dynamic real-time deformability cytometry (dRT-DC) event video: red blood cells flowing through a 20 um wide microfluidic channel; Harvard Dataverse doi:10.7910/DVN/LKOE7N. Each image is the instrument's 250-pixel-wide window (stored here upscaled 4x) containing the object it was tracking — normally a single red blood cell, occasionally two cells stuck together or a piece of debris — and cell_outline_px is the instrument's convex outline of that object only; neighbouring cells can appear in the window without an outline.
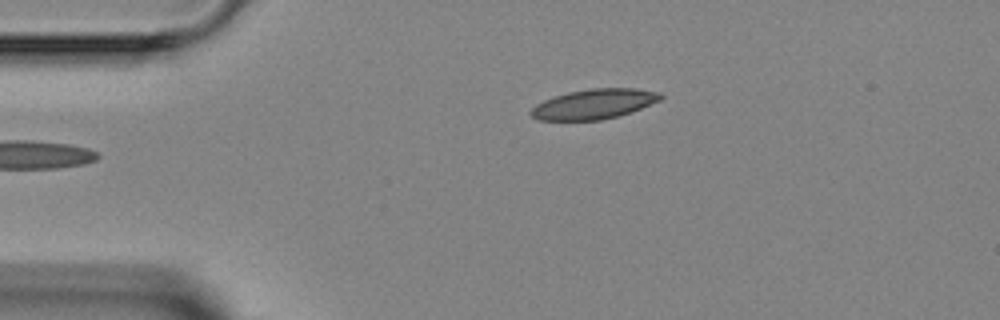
{"species": "Egyptian fruit bat (a non-hibernating species)", "species_latin": "Rousettus aegyptiacus", "temperature_condition": "room temperature", "stored_images_in_passage": 3, "camera_frame_rate_fps": 3000, "um_per_image_px": 0.085, "animal": {"sex": "female"}, "frame": {"image": 1, "passage_image": 3, "time_ms": 2.333, "image_size_px": [1000, 320], "cell_outline_px": [[664, 96], [660, 100], [640, 108], [616, 116], [600, 120], [540, 120], [532, 116], [528, 112], [536, 104], [544, 100], [568, 92], [592, 88], [636, 88], [660, 92]], "centroid_in_image_um": [50.48, 8.83], "position_along_channel_um": 34.5, "area_um2": 22.37}}